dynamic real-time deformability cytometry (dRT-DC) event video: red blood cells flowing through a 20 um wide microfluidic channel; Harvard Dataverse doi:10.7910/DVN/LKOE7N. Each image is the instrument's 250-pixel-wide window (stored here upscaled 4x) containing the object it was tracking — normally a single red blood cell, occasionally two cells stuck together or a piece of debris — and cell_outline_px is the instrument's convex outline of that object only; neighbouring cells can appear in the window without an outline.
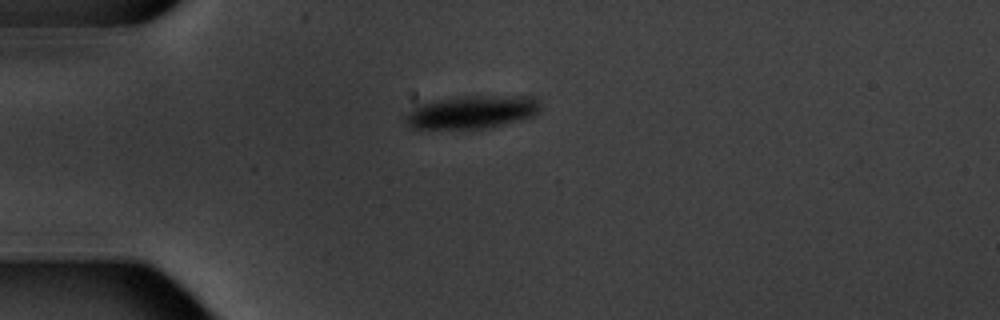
{"species": "common noctule bat (a hibernating species)", "species_latin": "Nyctalus noctula", "temperature_condition": "warm", "stored_images_in_passage": 12, "camera_frame_rate_fps": 3000, "um_per_image_px": 0.085, "animal": {"sex": "male", "body_mass_g": 20.1, "forearm_length_mm": 53.5}, "frame": {"image": 1, "passage_image": 1, "time_ms": 0.0, "image_size_px": [1000, 320], "cell_outline_px": [[540, 112], [532, 116], [520, 120], [492, 128], [412, 128], [404, 120], [404, 116], [412, 104], [416, 100], [464, 96], [532, 96], [540, 100]], "centroid_in_image_um": [40.02, 9.49], "position_along_channel_um": 45.0, "area_um2": 26.93}}
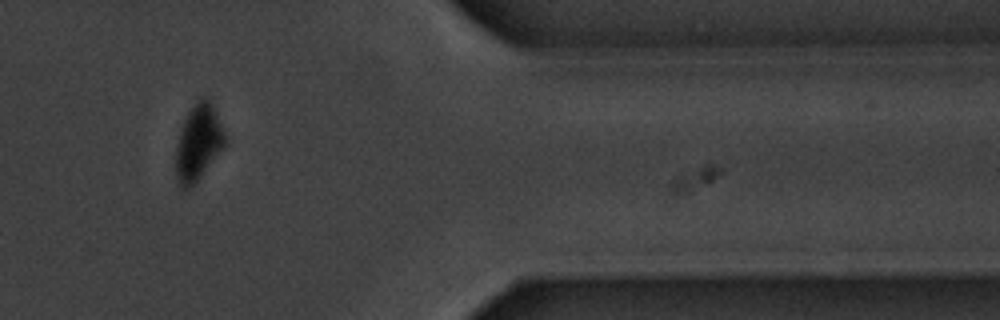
{"frame": {"image": 2, "passage_image": 10, "time_ms": 11.333, "image_size_px": [1000, 320], "cell_outline_px": [[228, 144], [200, 176], [188, 188], [180, 188], [176, 176], [176, 144], [180, 132], [188, 112], [196, 100], [200, 96], [204, 96], [212, 104], [228, 136]], "centroid_in_image_um": [16.9, 12.08], "position_along_channel_um": 394.5, "area_um2": 21.85}, "authors_computed_cell_mechanics": {"area_um2": 27.455, "velocity_mm_per_s": 3.4867, "shape_relaxation_time_tau1_ms": 1.9784, "shape_relaxation_time_tau2_ms": null, "deformation_change_tau1": 0.0781, "deformation_change_tau2": null}}